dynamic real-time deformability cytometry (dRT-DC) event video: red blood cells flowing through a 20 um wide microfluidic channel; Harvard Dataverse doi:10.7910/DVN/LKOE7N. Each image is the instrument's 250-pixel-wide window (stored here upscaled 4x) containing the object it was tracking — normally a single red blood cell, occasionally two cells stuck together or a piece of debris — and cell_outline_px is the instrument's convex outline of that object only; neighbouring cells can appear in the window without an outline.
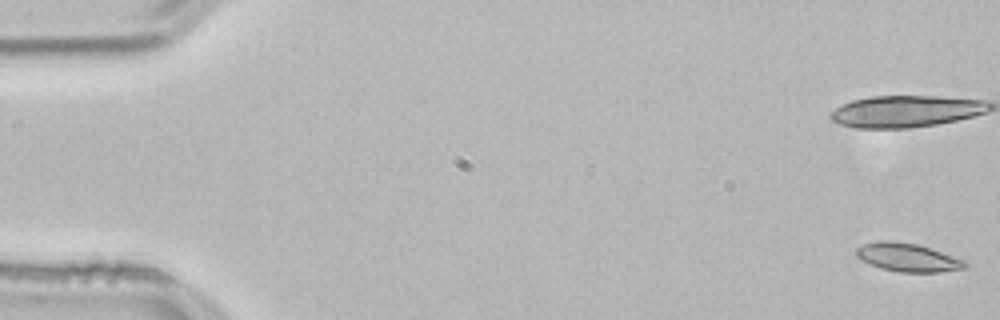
{"species": "common noctule bat (a hibernating species)", "species_latin": "Nyctalus noctula", "temperature_condition": "room temperature", "stored_images_in_passage": 19, "camera_frame_rate_fps": 3000, "um_per_image_px": 0.085, "animal": {"sex": "male", "body_mass_g": 21.5, "forearm_length_mm": 52.0}, "frame": {"image": 1, "passage_image": 1, "time_ms": 0.0, "image_size_px": [1000, 320], "cell_outline_px": [[968, 268], [940, 272], [900, 272], [880, 268], [860, 260], [856, 256], [856, 248], [864, 244], [876, 240], [888, 240], [916, 244], [968, 260]], "centroid_in_image_um": [77.18, 21.88], "position_along_channel_um": 7.8, "area_um2": 18.21}}